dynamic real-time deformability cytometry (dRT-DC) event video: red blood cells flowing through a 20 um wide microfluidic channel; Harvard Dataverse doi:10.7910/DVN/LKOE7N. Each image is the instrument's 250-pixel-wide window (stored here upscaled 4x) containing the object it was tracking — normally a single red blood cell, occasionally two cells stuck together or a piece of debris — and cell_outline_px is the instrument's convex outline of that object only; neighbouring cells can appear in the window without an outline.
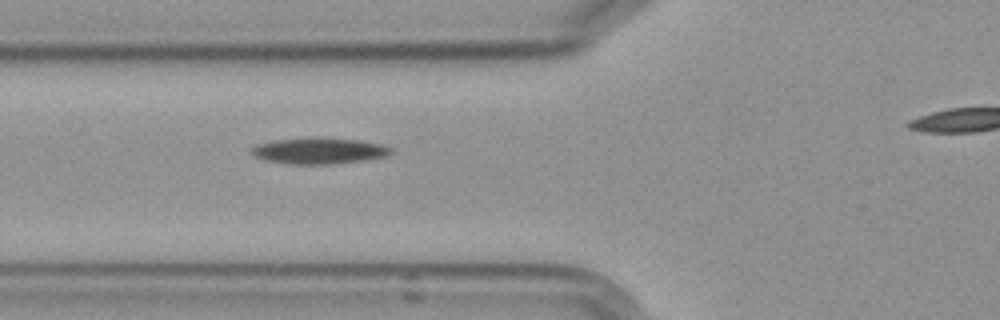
{"species": "Egyptian fruit bat (a non-hibernating species)", "species_latin": "Rousettus aegyptiacus", "temperature_condition": "cold", "stored_images_in_passage": 4, "segment_of_instrument_passage": [1, 2], "camera_frame_rate_fps": 3000, "um_per_image_px": 0.085, "frame": {"image": 1, "passage_image": 3, "time_ms": 3.333, "image_size_px": [1000, 320], "cell_outline_px": [[392, 152], [388, 156], [368, 160], [332, 164], [288, 164], [264, 160], [256, 156], [252, 152], [252, 148], [256, 144], [272, 140], [312, 136], [316, 136], [360, 140], [384, 144], [392, 148]], "centroid_in_image_um": [27.16, 12.8], "position_along_channel_um": 98.6, "area_um2": 21.85}}